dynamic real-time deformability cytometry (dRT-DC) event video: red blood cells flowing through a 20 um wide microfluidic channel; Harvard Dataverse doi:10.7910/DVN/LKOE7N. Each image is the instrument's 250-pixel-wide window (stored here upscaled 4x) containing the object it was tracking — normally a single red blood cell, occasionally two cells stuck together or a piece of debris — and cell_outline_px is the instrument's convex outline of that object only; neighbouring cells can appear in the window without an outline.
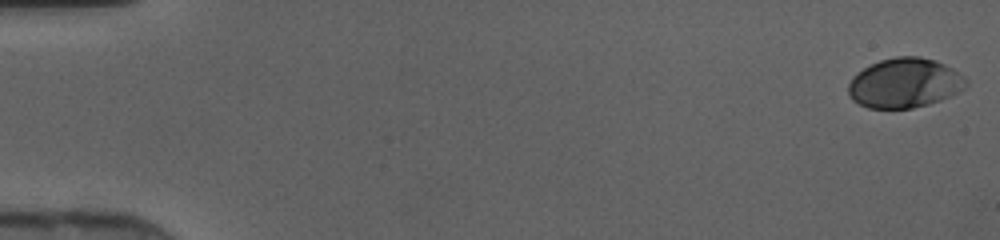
{"species": "human", "species_latin": "Homo sapiens", "temperature_condition": "cold", "stored_images_in_passage": 46, "camera_frame_rate_fps": 3000, "um_per_image_px": 0.085, "donor": {"sex": "female"}, "frame": {"image": 1, "passage_image": 1, "time_ms": 0.0, "image_size_px": [1000, 240], "cell_outline_px": [[968, 84], [964, 88], [940, 100], [928, 104], [912, 108], [868, 108], [852, 100], [848, 92], [848, 84], [852, 76], [856, 72], [880, 60], [896, 56], [920, 56], [936, 60], [952, 68], [964, 76], [968, 80]], "centroid_in_image_um": [76.88, 7.04], "position_along_channel_um": 8.1, "area_um2": 34.1}}
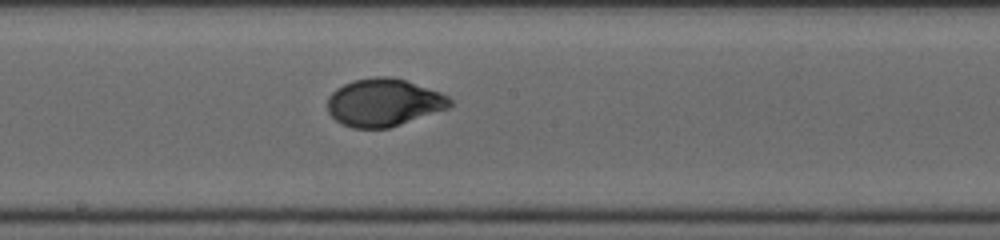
{"frame": {"image": 2, "passage_image": 26, "time_ms": 8.333, "image_size_px": [1000, 240], "cell_outline_px": [[456, 104], [448, 108], [388, 128], [352, 128], [340, 124], [328, 112], [328, 96], [336, 88], [352, 80], [376, 76], [392, 76], [440, 92], [448, 96]], "centroid_in_image_um": [32.6, 8.71], "position_along_channel_um": 215.6, "area_um2": 34.04}}
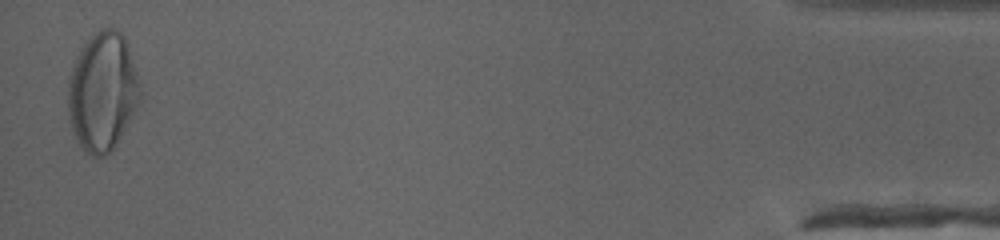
{"frame": {"image": 3, "passage_image": 46, "time_ms": 15.0, "image_size_px": [1000, 240], "cell_outline_px": [[140, 100], [116, 144], [104, 156], [92, 156], [76, 140], [68, 120], [68, 76], [72, 64], [84, 40], [96, 32], [104, 28], [112, 28], [120, 32], [128, 40], [140, 80]], "centroid_in_image_um": [8.7, 7.73], "position_along_channel_um": 426.5, "area_um2": 50.29}}